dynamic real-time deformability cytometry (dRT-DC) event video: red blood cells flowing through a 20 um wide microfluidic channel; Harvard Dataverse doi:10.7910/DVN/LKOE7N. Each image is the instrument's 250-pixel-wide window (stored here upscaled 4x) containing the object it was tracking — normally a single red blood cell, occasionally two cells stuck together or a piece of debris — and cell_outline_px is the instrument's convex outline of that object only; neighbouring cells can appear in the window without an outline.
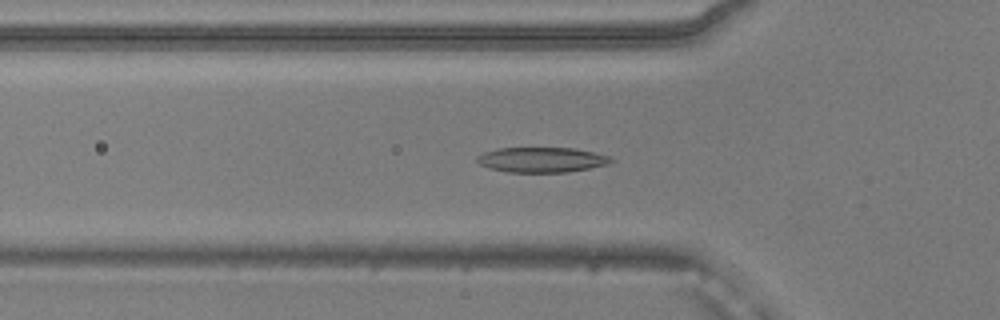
{"species": "common noctule bat (a hibernating species)", "species_latin": "Nyctalus noctula", "temperature_condition": "warm", "stored_images_in_passage": 49, "camera_frame_rate_fps": 3000, "um_per_image_px": 0.085, "animal": {"sex": "male", "body_mass_g": 20.5, "forearm_length_mm": 52.5}, "frame": {"image": 1, "passage_image": 13, "time_ms": 4.0, "image_size_px": [1000, 320], "cell_outline_px": [[616, 160], [608, 164], [568, 172], [508, 172], [492, 168], [480, 164], [476, 160], [476, 156], [484, 152], [496, 148], [576, 148], [608, 156]], "centroid_in_image_um": [46.04, 13.57], "position_along_channel_um": 79.8, "area_um2": 19.48}}
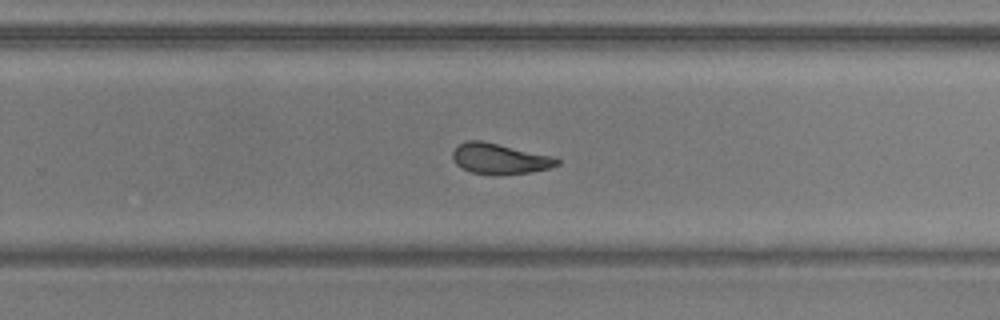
{"frame": {"image": 2, "passage_image": 29, "time_ms": 9.333, "image_size_px": [1000, 320], "cell_outline_px": [[560, 164], [548, 168], [528, 172], [496, 176], [472, 172], [456, 164], [452, 156], [452, 152], [460, 144], [468, 140], [484, 140], [552, 156], [560, 160]], "centroid_in_image_um": [42.47, 13.49], "position_along_channel_um": 287.3, "area_um2": 18.61}}
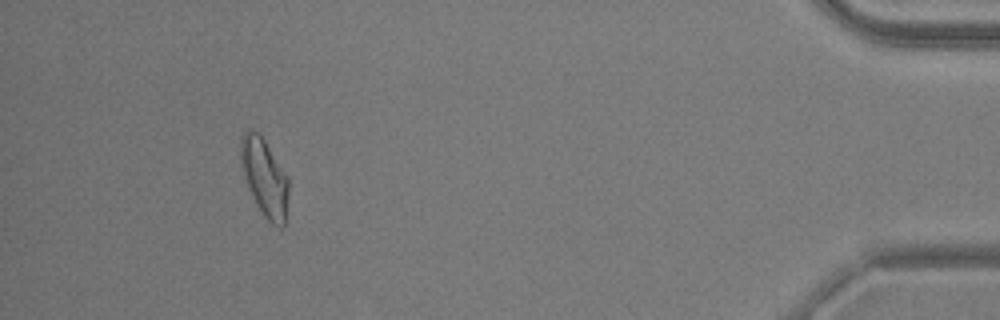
{"frame": {"image": 3, "passage_image": 44, "time_ms": 14.333, "image_size_px": [1000, 320], "cell_outline_px": [[288, 196], [284, 228], [280, 228], [272, 224], [264, 216], [252, 196], [248, 188], [240, 156], [240, 136], [248, 128], [256, 132], [264, 140], [288, 176]], "centroid_in_image_um": [22.49, 15.09], "position_along_channel_um": 412.7, "area_um2": 21.44}, "authors_computed_cell_mechanics": {"area_um2": 19.7098, "velocity_mm_per_s": 3.8797, "shape_relaxation_time_tau1_ms": 7.8207, "shape_relaxation_time_tau2_ms": 1.4803, "deformation_change_tau1": 0.2384, "deformation_change_tau2": 0.0827}}